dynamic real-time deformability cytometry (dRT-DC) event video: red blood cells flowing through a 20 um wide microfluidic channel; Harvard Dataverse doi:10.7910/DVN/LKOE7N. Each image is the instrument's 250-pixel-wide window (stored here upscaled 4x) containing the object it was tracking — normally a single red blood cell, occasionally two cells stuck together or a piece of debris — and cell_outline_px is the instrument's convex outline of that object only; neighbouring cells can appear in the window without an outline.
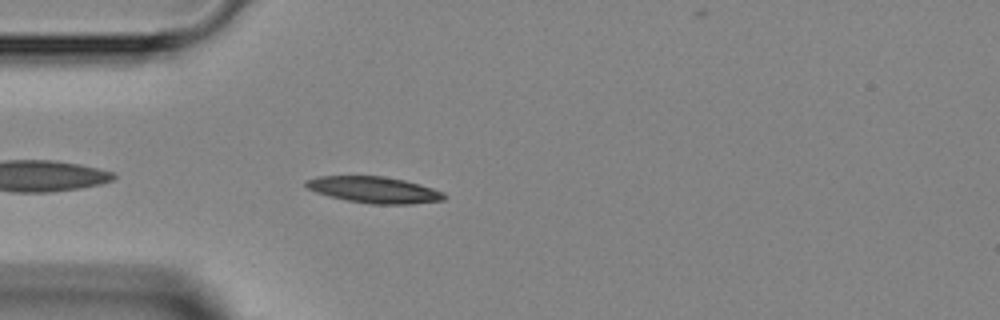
{"species": "Egyptian fruit bat (a non-hibernating species)", "species_latin": "Rousettus aegyptiacus", "temperature_condition": "room temperature", "stored_images_in_passage": 38, "camera_frame_rate_fps": 3000, "um_per_image_px": 0.085, "animal": {"sex": "female"}, "frame": {"image": 1, "passage_image": 3, "time_ms": 0.667, "image_size_px": [1000, 320], "cell_outline_px": [[448, 196], [444, 200], [412, 204], [372, 204], [348, 200], [328, 196], [316, 192], [308, 188], [304, 184], [304, 180], [320, 176], [384, 176], [404, 180], [420, 184], [444, 192]], "centroid_in_image_um": [31.82, 16.13], "position_along_channel_um": 53.2, "area_um2": 21.27}}
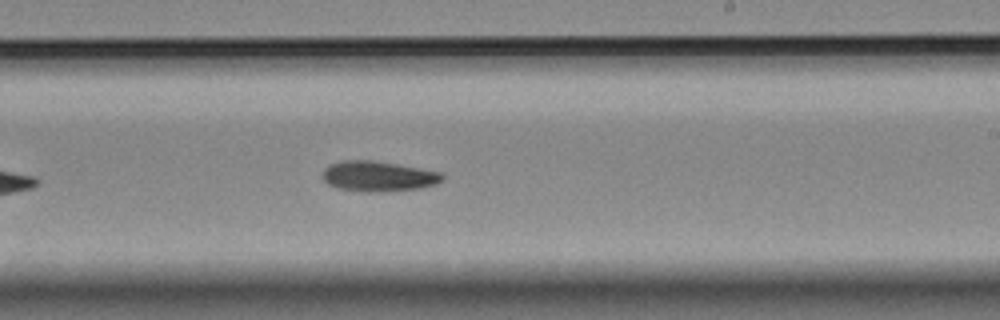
{"frame": {"image": 2, "passage_image": 18, "time_ms": 5.667, "image_size_px": [1000, 320], "cell_outline_px": [[444, 180], [436, 184], [420, 188], [376, 192], [368, 192], [336, 188], [328, 184], [324, 180], [324, 168], [328, 164], [344, 160], [372, 160], [396, 164], [440, 172], [444, 176]], "centroid_in_image_um": [32.14, 14.98], "position_along_channel_um": 256.9, "area_um2": 21.04}}
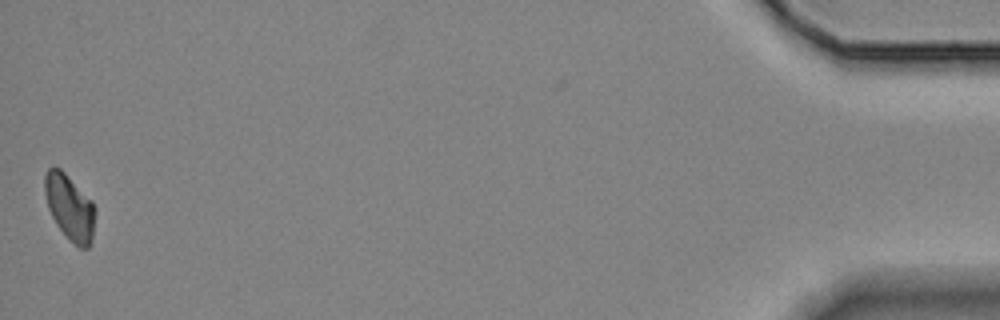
{"frame": {"image": 3, "passage_image": 37, "time_ms": 12.0, "image_size_px": [1000, 320], "cell_outline_px": [[96, 212], [92, 236], [88, 248], [80, 248], [56, 224], [48, 208], [44, 192], [44, 176], [48, 168], [52, 164], [60, 168], [92, 200], [96, 208]], "centroid_in_image_um": [5.92, 17.55], "position_along_channel_um": 429.3, "area_um2": 19.19}}